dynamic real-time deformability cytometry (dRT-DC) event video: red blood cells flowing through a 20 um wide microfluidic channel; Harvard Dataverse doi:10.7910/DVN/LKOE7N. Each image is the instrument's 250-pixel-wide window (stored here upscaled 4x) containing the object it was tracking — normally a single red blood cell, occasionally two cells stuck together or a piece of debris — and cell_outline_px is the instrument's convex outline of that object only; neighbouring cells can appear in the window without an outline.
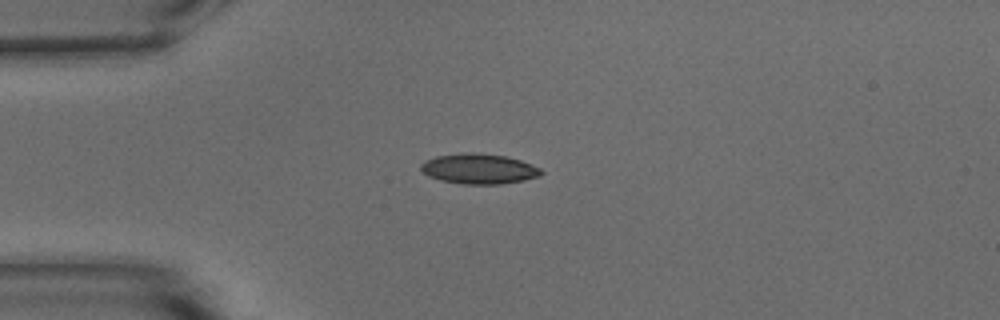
{"species": "common noctule bat (a hibernating species)", "species_latin": "Nyctalus noctula", "temperature_condition": "warm", "stored_images_in_passage": 41, "camera_frame_rate_fps": 3000, "um_per_image_px": 0.085, "animal": {"sex": "male", "body_mass_g": 15.6}, "frame": {"image": 1, "passage_image": 1, "time_ms": 0.0, "image_size_px": [1000, 320], "cell_outline_px": [[544, 172], [540, 176], [524, 180], [500, 184], [464, 184], [440, 180], [428, 176], [420, 168], [420, 164], [424, 160], [436, 156], [464, 152], [472, 152], [504, 156], [520, 160], [540, 168]], "centroid_in_image_um": [40.69, 14.35], "position_along_channel_um": 44.3, "area_um2": 21.15}}
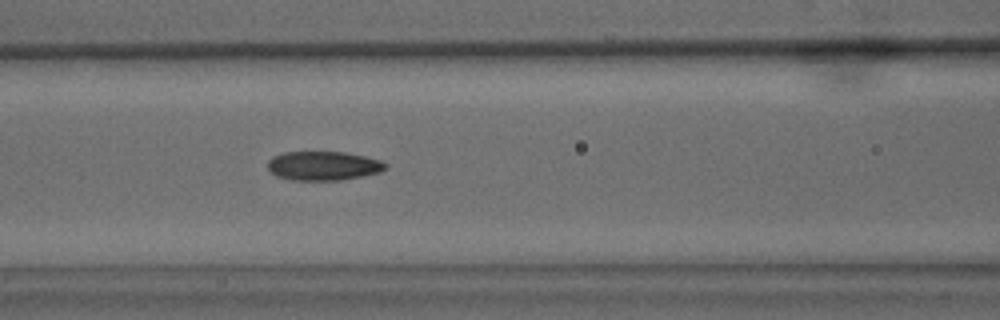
{"frame": {"image": 2, "passage_image": 10, "time_ms": 3.0, "image_size_px": [1000, 320], "cell_outline_px": [[388, 168], [380, 172], [340, 180], [292, 180], [276, 176], [268, 168], [268, 160], [272, 156], [284, 152], [344, 152], [364, 156], [380, 160], [388, 164]], "centroid_in_image_um": [27.48, 14.09], "position_along_channel_um": 139.1, "area_um2": 19.94}}
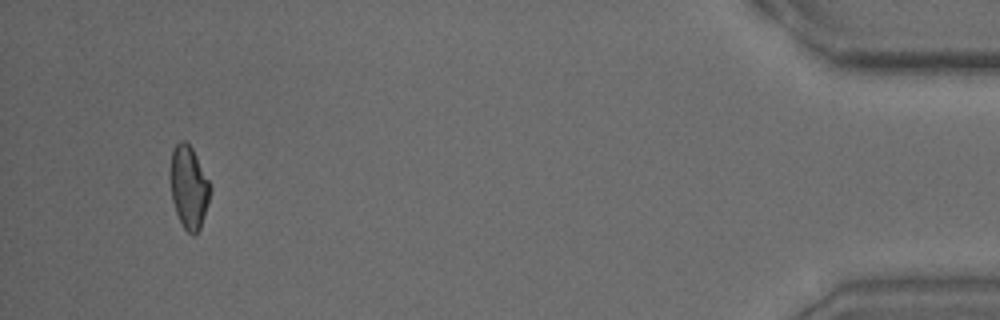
{"frame": {"image": 3, "passage_image": 38, "time_ms": 12.333, "image_size_px": [1000, 320], "cell_outline_px": [[212, 188], [208, 204], [200, 228], [192, 236], [184, 228], [176, 212], [172, 200], [168, 176], [168, 172], [172, 152], [176, 144], [180, 140], [184, 140], [192, 148], [212, 184]], "centroid_in_image_um": [16.04, 15.88], "position_along_channel_um": 419.2, "area_um2": 19.65}, "authors_computed_cell_mechanics": {"area_um2": 19.8254, "velocity_mm_per_s": 3.7871, "shape_relaxation_time_tau1_ms": 6.493, "shape_relaxation_time_tau2_ms": 2.251, "deformation_change_tau1": 0.1742, "deformation_change_tau2": 0.087}}